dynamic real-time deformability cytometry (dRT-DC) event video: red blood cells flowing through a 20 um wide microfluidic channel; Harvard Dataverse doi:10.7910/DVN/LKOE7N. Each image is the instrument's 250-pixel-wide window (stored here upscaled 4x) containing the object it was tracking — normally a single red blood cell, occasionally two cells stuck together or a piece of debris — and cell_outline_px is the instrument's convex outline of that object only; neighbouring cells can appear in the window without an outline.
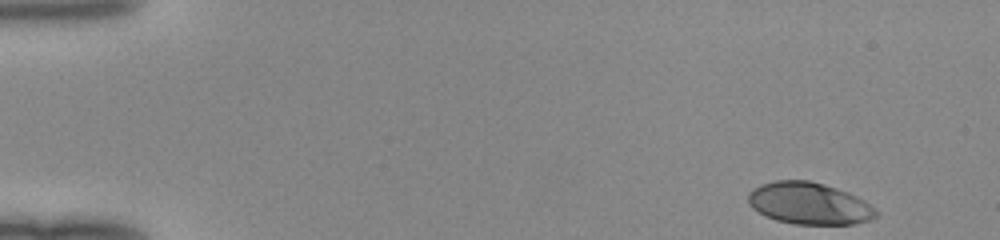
{"species": "human", "species_latin": "Homo sapiens", "temperature_condition": "room temperature", "stored_images_in_passage": 46, "camera_frame_rate_fps": 3000, "um_per_image_px": 0.085, "donor": {"sex": "female"}, "frame": {"image": 1, "passage_image": 1, "time_ms": 0.0, "image_size_px": [1000, 240], "cell_outline_px": [[880, 216], [868, 220], [852, 224], [792, 224], [776, 220], [764, 216], [752, 208], [748, 204], [748, 192], [752, 188], [760, 184], [776, 180], [808, 180], [824, 184], [848, 192], [864, 200], [876, 208], [880, 212]], "centroid_in_image_um": [68.77, 17.29], "position_along_channel_um": 16.2, "area_um2": 31.62}}
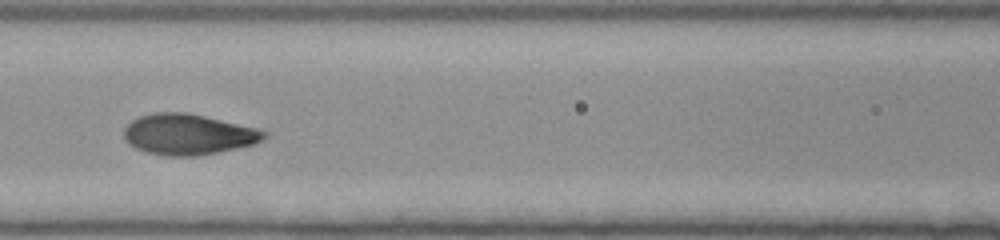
{"frame": {"image": 2, "passage_image": 20, "time_ms": 6.333, "image_size_px": [1000, 240], "cell_outline_px": [[268, 136], [264, 140], [256, 144], [220, 152], [196, 156], [168, 156], [144, 152], [128, 144], [124, 140], [124, 128], [132, 120], [140, 116], [152, 112], [184, 112], [204, 116], [256, 128], [268, 132]], "centroid_in_image_um": [16.0, 11.43], "position_along_channel_um": 150.6, "area_um2": 33.52}}
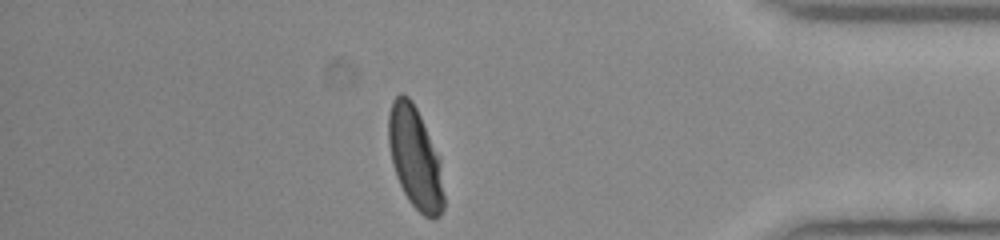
{"frame": {"image": 3, "passage_image": 40, "time_ms": 13.0, "image_size_px": [1000, 240], "cell_outline_px": [[444, 208], [440, 216], [436, 220], [432, 220], [424, 216], [408, 200], [396, 176], [392, 164], [388, 144], [388, 112], [392, 100], [400, 92], [404, 92], [412, 100], [440, 156], [444, 196]], "centroid_in_image_um": [35.29, 13.42], "position_along_channel_um": 399.9, "area_um2": 33.29}}